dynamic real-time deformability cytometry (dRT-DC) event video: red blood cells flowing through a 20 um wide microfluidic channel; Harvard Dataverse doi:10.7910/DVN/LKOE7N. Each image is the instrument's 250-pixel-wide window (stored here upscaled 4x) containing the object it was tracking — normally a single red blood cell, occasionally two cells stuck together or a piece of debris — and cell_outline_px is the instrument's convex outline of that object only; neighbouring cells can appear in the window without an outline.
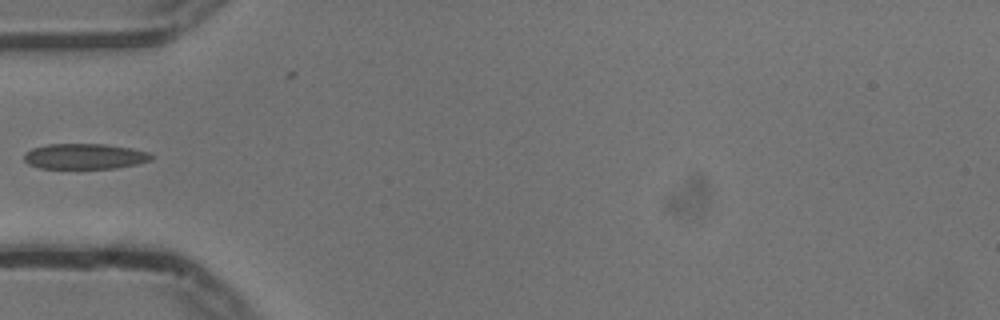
{"species": "common noctule bat (a hibernating species)", "species_latin": "Nyctalus noctula", "temperature_condition": "cold", "stored_images_in_passage": 9, "camera_frame_rate_fps": 3000, "um_per_image_px": 0.085, "animal": {"sex": "male", "body_mass_g": 13.3}, "frame": {"image": 1, "passage_image": 1, "time_ms": 0.0, "image_size_px": [1000, 320], "cell_outline_px": [[152, 160], [136, 164], [116, 168], [40, 168], [28, 164], [24, 160], [24, 152], [32, 148], [48, 144], [104, 144], [132, 148], [148, 152], [152, 156]], "centroid_in_image_um": [7.18, 13.28], "position_along_channel_um": 77.8, "area_um2": 18.9}}
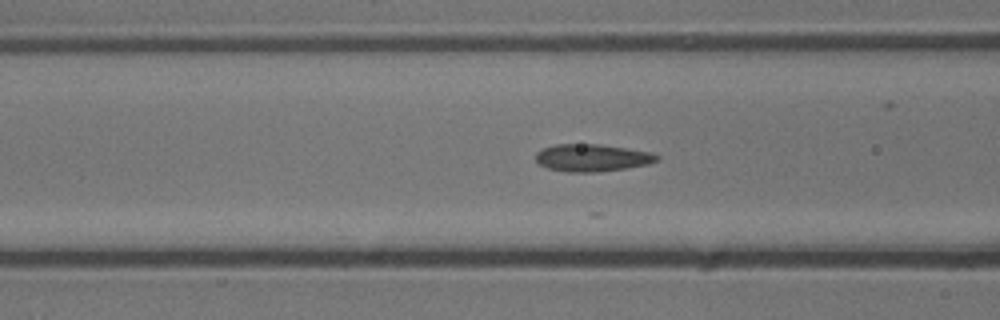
{"frame": {"image": 2, "passage_image": 4, "time_ms": 1.0, "image_size_px": [1000, 320], "cell_outline_px": [[660, 160], [648, 164], [624, 168], [596, 172], [568, 172], [548, 168], [540, 164], [536, 160], [536, 152], [544, 148], [556, 144], [600, 144], [652, 152], [660, 156]], "centroid_in_image_um": [50.35, 13.4], "position_along_channel_um": 116.2, "area_um2": 19.25}}
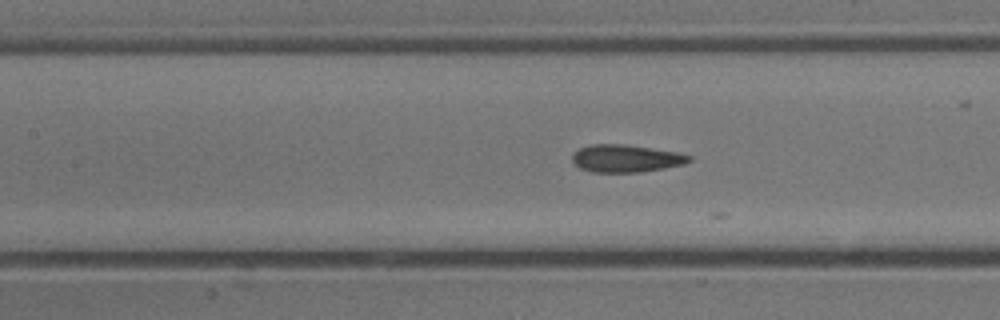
{"frame": {"image": 3, "passage_image": 7, "time_ms": 2.0, "image_size_px": [1000, 320], "cell_outline_px": [[692, 160], [684, 164], [664, 168], [640, 172], [592, 172], [580, 168], [572, 160], [572, 156], [580, 148], [592, 144], [624, 144], [676, 152], [692, 156]], "centroid_in_image_um": [53.22, 13.47], "position_along_channel_um": 154.2, "area_um2": 18.55}}